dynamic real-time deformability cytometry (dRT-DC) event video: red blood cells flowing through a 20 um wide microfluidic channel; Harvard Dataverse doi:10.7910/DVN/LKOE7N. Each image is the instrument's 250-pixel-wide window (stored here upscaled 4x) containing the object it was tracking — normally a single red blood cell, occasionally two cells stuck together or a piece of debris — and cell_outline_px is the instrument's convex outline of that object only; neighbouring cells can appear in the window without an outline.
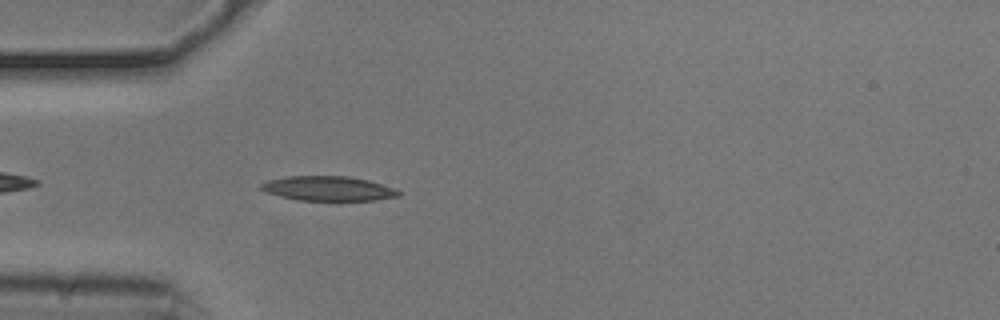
{"species": "common noctule bat (a hibernating species)", "species_latin": "Nyctalus noctula", "temperature_condition": "cold", "stored_images_in_passage": 12, "camera_frame_rate_fps": 3000, "um_per_image_px": 0.085, "animal": {"sex": "male", "body_mass_g": 20.5, "forearm_length_mm": 52.5}, "frame": {"image": 1, "passage_image": 4, "time_ms": 1.0, "image_size_px": [1000, 320], "cell_outline_px": [[400, 196], [372, 200], [296, 200], [280, 196], [268, 192], [260, 188], [260, 184], [268, 180], [288, 176], [348, 176], [368, 180], [392, 188], [400, 192]], "centroid_in_image_um": [27.87, 16.02], "position_along_channel_um": 57.1, "area_um2": 19.42}}
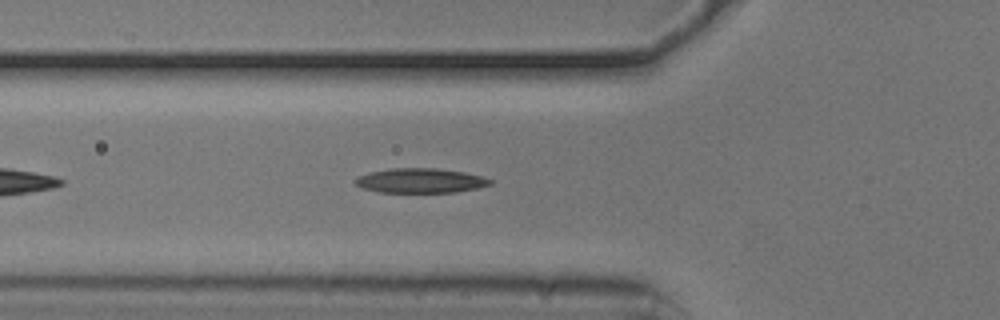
{"frame": {"image": 2, "passage_image": 7, "time_ms": 2.0, "image_size_px": [1000, 320], "cell_outline_px": [[492, 184], [476, 188], [456, 192], [380, 192], [360, 188], [356, 184], [356, 180], [360, 176], [372, 172], [392, 168], [436, 168], [464, 172], [480, 176], [492, 180]], "centroid_in_image_um": [35.75, 15.35], "position_along_channel_um": 90.0, "area_um2": 19.07}}
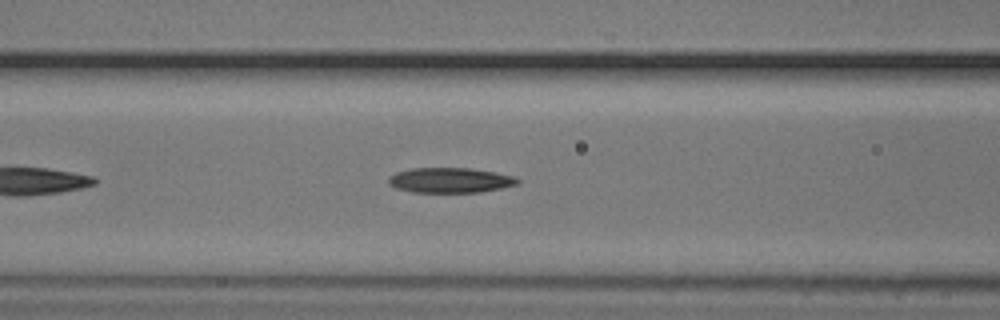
{"frame": {"image": 3, "passage_image": 10, "time_ms": 3.0, "image_size_px": [1000, 320], "cell_outline_px": [[520, 180], [516, 184], [500, 188], [480, 192], [412, 192], [396, 188], [388, 184], [388, 176], [396, 172], [412, 168], [468, 168], [496, 172], [516, 176]], "centroid_in_image_um": [38.24, 15.31], "position_along_channel_um": 128.4, "area_um2": 18.9}}